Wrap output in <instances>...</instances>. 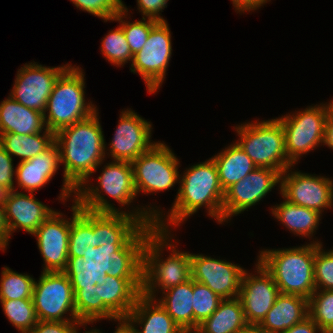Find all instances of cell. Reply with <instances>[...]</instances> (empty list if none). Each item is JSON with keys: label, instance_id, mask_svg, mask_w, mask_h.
Masks as SVG:
<instances>
[{"label": "cell", "instance_id": "cell-1", "mask_svg": "<svg viewBox=\"0 0 333 333\" xmlns=\"http://www.w3.org/2000/svg\"><path fill=\"white\" fill-rule=\"evenodd\" d=\"M106 164L97 178V186H92L89 180L84 181L72 200L104 236H125L134 230L154 228L155 221L163 215L158 207L157 210L151 206H137L132 212L121 210L125 205L129 207L137 196L132 163L113 160ZM102 191L121 204L120 210L106 200Z\"/></svg>", "mask_w": 333, "mask_h": 333}, {"label": "cell", "instance_id": "cell-2", "mask_svg": "<svg viewBox=\"0 0 333 333\" xmlns=\"http://www.w3.org/2000/svg\"><path fill=\"white\" fill-rule=\"evenodd\" d=\"M84 264L99 278L103 303L126 318L142 295L141 259L134 246L124 236H104Z\"/></svg>", "mask_w": 333, "mask_h": 333}, {"label": "cell", "instance_id": "cell-3", "mask_svg": "<svg viewBox=\"0 0 333 333\" xmlns=\"http://www.w3.org/2000/svg\"><path fill=\"white\" fill-rule=\"evenodd\" d=\"M72 217L55 211L32 234L44 261L43 272L76 270L104 235L74 201Z\"/></svg>", "mask_w": 333, "mask_h": 333}, {"label": "cell", "instance_id": "cell-4", "mask_svg": "<svg viewBox=\"0 0 333 333\" xmlns=\"http://www.w3.org/2000/svg\"><path fill=\"white\" fill-rule=\"evenodd\" d=\"M95 112L90 117L65 127L54 134L59 147L60 163L64 165L61 201L75 196L76 189L97 171L105 160L106 143ZM73 193V194H72Z\"/></svg>", "mask_w": 333, "mask_h": 333}, {"label": "cell", "instance_id": "cell-5", "mask_svg": "<svg viewBox=\"0 0 333 333\" xmlns=\"http://www.w3.org/2000/svg\"><path fill=\"white\" fill-rule=\"evenodd\" d=\"M170 233L152 228L134 230L124 236L140 256L142 294L150 299H156L155 293L159 289L163 293L191 279L190 252L176 249ZM164 248H168L172 252L165 260L161 255Z\"/></svg>", "mask_w": 333, "mask_h": 333}, {"label": "cell", "instance_id": "cell-6", "mask_svg": "<svg viewBox=\"0 0 333 333\" xmlns=\"http://www.w3.org/2000/svg\"><path fill=\"white\" fill-rule=\"evenodd\" d=\"M179 178V189L167 218L160 216L155 221L158 230L170 232L169 227L180 226L189 216L202 206L208 215L222 224L224 190L220 184L218 171L213 158L186 168ZM163 219V220H162ZM170 225V226H169Z\"/></svg>", "mask_w": 333, "mask_h": 333}, {"label": "cell", "instance_id": "cell-7", "mask_svg": "<svg viewBox=\"0 0 333 333\" xmlns=\"http://www.w3.org/2000/svg\"><path fill=\"white\" fill-rule=\"evenodd\" d=\"M320 241H311L299 247L265 249L257 261L272 276L282 294L309 299L315 292L314 257Z\"/></svg>", "mask_w": 333, "mask_h": 333}, {"label": "cell", "instance_id": "cell-8", "mask_svg": "<svg viewBox=\"0 0 333 333\" xmlns=\"http://www.w3.org/2000/svg\"><path fill=\"white\" fill-rule=\"evenodd\" d=\"M84 74L79 66L70 65L56 80L43 114L47 129L54 134L98 111L85 100Z\"/></svg>", "mask_w": 333, "mask_h": 333}, {"label": "cell", "instance_id": "cell-9", "mask_svg": "<svg viewBox=\"0 0 333 333\" xmlns=\"http://www.w3.org/2000/svg\"><path fill=\"white\" fill-rule=\"evenodd\" d=\"M238 146L259 168L277 170L282 174L293 166L287 157L283 126L277 119L237 125Z\"/></svg>", "mask_w": 333, "mask_h": 333}, {"label": "cell", "instance_id": "cell-10", "mask_svg": "<svg viewBox=\"0 0 333 333\" xmlns=\"http://www.w3.org/2000/svg\"><path fill=\"white\" fill-rule=\"evenodd\" d=\"M33 303L38 320L78 321L74 303V270L43 272L34 283ZM69 312L70 316L65 317Z\"/></svg>", "mask_w": 333, "mask_h": 333}, {"label": "cell", "instance_id": "cell-11", "mask_svg": "<svg viewBox=\"0 0 333 333\" xmlns=\"http://www.w3.org/2000/svg\"><path fill=\"white\" fill-rule=\"evenodd\" d=\"M326 116L327 102L277 118L283 126L287 157L292 165L303 154L322 145Z\"/></svg>", "mask_w": 333, "mask_h": 333}, {"label": "cell", "instance_id": "cell-12", "mask_svg": "<svg viewBox=\"0 0 333 333\" xmlns=\"http://www.w3.org/2000/svg\"><path fill=\"white\" fill-rule=\"evenodd\" d=\"M179 160L161 141L132 162L136 193H157L171 189L178 183Z\"/></svg>", "mask_w": 333, "mask_h": 333}, {"label": "cell", "instance_id": "cell-13", "mask_svg": "<svg viewBox=\"0 0 333 333\" xmlns=\"http://www.w3.org/2000/svg\"><path fill=\"white\" fill-rule=\"evenodd\" d=\"M167 21H159L150 31L143 48L133 55L130 70L138 73L147 92H157L163 84L172 55L171 31Z\"/></svg>", "mask_w": 333, "mask_h": 333}, {"label": "cell", "instance_id": "cell-14", "mask_svg": "<svg viewBox=\"0 0 333 333\" xmlns=\"http://www.w3.org/2000/svg\"><path fill=\"white\" fill-rule=\"evenodd\" d=\"M288 167L280 178V194L283 199L322 214L323 209L333 207V181Z\"/></svg>", "mask_w": 333, "mask_h": 333}, {"label": "cell", "instance_id": "cell-15", "mask_svg": "<svg viewBox=\"0 0 333 333\" xmlns=\"http://www.w3.org/2000/svg\"><path fill=\"white\" fill-rule=\"evenodd\" d=\"M36 63H25L18 70L9 96L29 109L44 114L56 80L70 64L46 67Z\"/></svg>", "mask_w": 333, "mask_h": 333}, {"label": "cell", "instance_id": "cell-16", "mask_svg": "<svg viewBox=\"0 0 333 333\" xmlns=\"http://www.w3.org/2000/svg\"><path fill=\"white\" fill-rule=\"evenodd\" d=\"M281 174L274 169L257 167L224 193L222 223L255 206L272 189L280 185Z\"/></svg>", "mask_w": 333, "mask_h": 333}, {"label": "cell", "instance_id": "cell-17", "mask_svg": "<svg viewBox=\"0 0 333 333\" xmlns=\"http://www.w3.org/2000/svg\"><path fill=\"white\" fill-rule=\"evenodd\" d=\"M151 129L152 124L131 108L123 110L108 147L110 152L105 154L111 155L112 160L132 163L157 143L151 140Z\"/></svg>", "mask_w": 333, "mask_h": 333}, {"label": "cell", "instance_id": "cell-18", "mask_svg": "<svg viewBox=\"0 0 333 333\" xmlns=\"http://www.w3.org/2000/svg\"><path fill=\"white\" fill-rule=\"evenodd\" d=\"M191 278L222 299L239 296L243 267L222 259L190 253Z\"/></svg>", "mask_w": 333, "mask_h": 333}, {"label": "cell", "instance_id": "cell-19", "mask_svg": "<svg viewBox=\"0 0 333 333\" xmlns=\"http://www.w3.org/2000/svg\"><path fill=\"white\" fill-rule=\"evenodd\" d=\"M255 270L257 275L244 271L238 296L248 325H259L280 294L272 276L259 262Z\"/></svg>", "mask_w": 333, "mask_h": 333}, {"label": "cell", "instance_id": "cell-20", "mask_svg": "<svg viewBox=\"0 0 333 333\" xmlns=\"http://www.w3.org/2000/svg\"><path fill=\"white\" fill-rule=\"evenodd\" d=\"M74 303L77 319L85 326L97 320L119 319L103 303L99 278L85 264L74 270Z\"/></svg>", "mask_w": 333, "mask_h": 333}, {"label": "cell", "instance_id": "cell-21", "mask_svg": "<svg viewBox=\"0 0 333 333\" xmlns=\"http://www.w3.org/2000/svg\"><path fill=\"white\" fill-rule=\"evenodd\" d=\"M29 194L19 192L15 188L10 190L5 198L4 213L9 235L19 228L32 235L55 212L36 199L35 194Z\"/></svg>", "mask_w": 333, "mask_h": 333}, {"label": "cell", "instance_id": "cell-22", "mask_svg": "<svg viewBox=\"0 0 333 333\" xmlns=\"http://www.w3.org/2000/svg\"><path fill=\"white\" fill-rule=\"evenodd\" d=\"M59 147L54 141L46 150L29 160L19 161L16 167L18 187L27 193L43 188L60 167Z\"/></svg>", "mask_w": 333, "mask_h": 333}, {"label": "cell", "instance_id": "cell-23", "mask_svg": "<svg viewBox=\"0 0 333 333\" xmlns=\"http://www.w3.org/2000/svg\"><path fill=\"white\" fill-rule=\"evenodd\" d=\"M137 333H178L179 326L174 322L167 311L156 301L143 294L125 318ZM141 330L137 329L138 326ZM137 326V327H136Z\"/></svg>", "mask_w": 333, "mask_h": 333}, {"label": "cell", "instance_id": "cell-24", "mask_svg": "<svg viewBox=\"0 0 333 333\" xmlns=\"http://www.w3.org/2000/svg\"><path fill=\"white\" fill-rule=\"evenodd\" d=\"M47 129L44 115L29 109L10 96L0 104V134H37Z\"/></svg>", "mask_w": 333, "mask_h": 333}, {"label": "cell", "instance_id": "cell-25", "mask_svg": "<svg viewBox=\"0 0 333 333\" xmlns=\"http://www.w3.org/2000/svg\"><path fill=\"white\" fill-rule=\"evenodd\" d=\"M308 316V299L280 293L259 326L265 330L283 333Z\"/></svg>", "mask_w": 333, "mask_h": 333}, {"label": "cell", "instance_id": "cell-26", "mask_svg": "<svg viewBox=\"0 0 333 333\" xmlns=\"http://www.w3.org/2000/svg\"><path fill=\"white\" fill-rule=\"evenodd\" d=\"M224 192L257 168L255 163L235 142L212 156Z\"/></svg>", "mask_w": 333, "mask_h": 333}, {"label": "cell", "instance_id": "cell-27", "mask_svg": "<svg viewBox=\"0 0 333 333\" xmlns=\"http://www.w3.org/2000/svg\"><path fill=\"white\" fill-rule=\"evenodd\" d=\"M274 218L293 234L300 237L311 238L316 232L321 220V215L315 210L293 204L284 199L280 204L271 207Z\"/></svg>", "mask_w": 333, "mask_h": 333}, {"label": "cell", "instance_id": "cell-28", "mask_svg": "<svg viewBox=\"0 0 333 333\" xmlns=\"http://www.w3.org/2000/svg\"><path fill=\"white\" fill-rule=\"evenodd\" d=\"M248 325L239 297L222 299L216 311L198 329L201 333H235Z\"/></svg>", "mask_w": 333, "mask_h": 333}, {"label": "cell", "instance_id": "cell-29", "mask_svg": "<svg viewBox=\"0 0 333 333\" xmlns=\"http://www.w3.org/2000/svg\"><path fill=\"white\" fill-rule=\"evenodd\" d=\"M156 301L167 311L180 329L193 328V279L172 287Z\"/></svg>", "mask_w": 333, "mask_h": 333}, {"label": "cell", "instance_id": "cell-30", "mask_svg": "<svg viewBox=\"0 0 333 333\" xmlns=\"http://www.w3.org/2000/svg\"><path fill=\"white\" fill-rule=\"evenodd\" d=\"M43 134V135H42ZM54 142V133L48 129L42 133L21 135L16 133L0 134V145L11 156L29 160L46 150Z\"/></svg>", "mask_w": 333, "mask_h": 333}, {"label": "cell", "instance_id": "cell-31", "mask_svg": "<svg viewBox=\"0 0 333 333\" xmlns=\"http://www.w3.org/2000/svg\"><path fill=\"white\" fill-rule=\"evenodd\" d=\"M0 278V300L32 299L35 279L8 267H3Z\"/></svg>", "mask_w": 333, "mask_h": 333}, {"label": "cell", "instance_id": "cell-32", "mask_svg": "<svg viewBox=\"0 0 333 333\" xmlns=\"http://www.w3.org/2000/svg\"><path fill=\"white\" fill-rule=\"evenodd\" d=\"M124 9L118 13L111 21H117L123 28L126 40L129 44V48L132 54L138 53L143 46L146 44L148 39V35L151 29L159 22L152 18H144L142 20H135L134 22L126 21L123 18L128 15V8L125 7Z\"/></svg>", "mask_w": 333, "mask_h": 333}, {"label": "cell", "instance_id": "cell-33", "mask_svg": "<svg viewBox=\"0 0 333 333\" xmlns=\"http://www.w3.org/2000/svg\"><path fill=\"white\" fill-rule=\"evenodd\" d=\"M4 314L20 333H28L38 322L33 299L0 300Z\"/></svg>", "mask_w": 333, "mask_h": 333}, {"label": "cell", "instance_id": "cell-34", "mask_svg": "<svg viewBox=\"0 0 333 333\" xmlns=\"http://www.w3.org/2000/svg\"><path fill=\"white\" fill-rule=\"evenodd\" d=\"M308 310L323 333H333V290H315L308 299Z\"/></svg>", "mask_w": 333, "mask_h": 333}, {"label": "cell", "instance_id": "cell-35", "mask_svg": "<svg viewBox=\"0 0 333 333\" xmlns=\"http://www.w3.org/2000/svg\"><path fill=\"white\" fill-rule=\"evenodd\" d=\"M100 49L104 58L116 67L124 66L129 61L132 62L133 54L121 25L107 33L101 41Z\"/></svg>", "mask_w": 333, "mask_h": 333}, {"label": "cell", "instance_id": "cell-36", "mask_svg": "<svg viewBox=\"0 0 333 333\" xmlns=\"http://www.w3.org/2000/svg\"><path fill=\"white\" fill-rule=\"evenodd\" d=\"M222 298L206 285L193 280V328L209 318L218 308Z\"/></svg>", "mask_w": 333, "mask_h": 333}, {"label": "cell", "instance_id": "cell-37", "mask_svg": "<svg viewBox=\"0 0 333 333\" xmlns=\"http://www.w3.org/2000/svg\"><path fill=\"white\" fill-rule=\"evenodd\" d=\"M318 244L314 257V280L316 290H333V249L323 250Z\"/></svg>", "mask_w": 333, "mask_h": 333}, {"label": "cell", "instance_id": "cell-38", "mask_svg": "<svg viewBox=\"0 0 333 333\" xmlns=\"http://www.w3.org/2000/svg\"><path fill=\"white\" fill-rule=\"evenodd\" d=\"M77 8L95 15L104 22L111 21L124 9L122 0H70Z\"/></svg>", "mask_w": 333, "mask_h": 333}, {"label": "cell", "instance_id": "cell-39", "mask_svg": "<svg viewBox=\"0 0 333 333\" xmlns=\"http://www.w3.org/2000/svg\"><path fill=\"white\" fill-rule=\"evenodd\" d=\"M78 326H85L80 321H44L38 320L28 333H79Z\"/></svg>", "mask_w": 333, "mask_h": 333}, {"label": "cell", "instance_id": "cell-40", "mask_svg": "<svg viewBox=\"0 0 333 333\" xmlns=\"http://www.w3.org/2000/svg\"><path fill=\"white\" fill-rule=\"evenodd\" d=\"M13 158L0 145V184L4 185L9 191L14 190V176L16 170L13 166Z\"/></svg>", "mask_w": 333, "mask_h": 333}, {"label": "cell", "instance_id": "cell-41", "mask_svg": "<svg viewBox=\"0 0 333 333\" xmlns=\"http://www.w3.org/2000/svg\"><path fill=\"white\" fill-rule=\"evenodd\" d=\"M169 0H137L139 12L142 13L144 18H152L157 21H166L162 16L164 8L167 7ZM163 9V10H162Z\"/></svg>", "mask_w": 333, "mask_h": 333}, {"label": "cell", "instance_id": "cell-42", "mask_svg": "<svg viewBox=\"0 0 333 333\" xmlns=\"http://www.w3.org/2000/svg\"><path fill=\"white\" fill-rule=\"evenodd\" d=\"M323 333V331L315 324V322L308 316L301 322L288 328L283 333Z\"/></svg>", "mask_w": 333, "mask_h": 333}, {"label": "cell", "instance_id": "cell-43", "mask_svg": "<svg viewBox=\"0 0 333 333\" xmlns=\"http://www.w3.org/2000/svg\"><path fill=\"white\" fill-rule=\"evenodd\" d=\"M322 144L333 149V100L327 104V116Z\"/></svg>", "mask_w": 333, "mask_h": 333}, {"label": "cell", "instance_id": "cell-44", "mask_svg": "<svg viewBox=\"0 0 333 333\" xmlns=\"http://www.w3.org/2000/svg\"><path fill=\"white\" fill-rule=\"evenodd\" d=\"M233 6L237 13H244L245 11L250 12L257 10L264 4H266L267 0H231Z\"/></svg>", "mask_w": 333, "mask_h": 333}, {"label": "cell", "instance_id": "cell-45", "mask_svg": "<svg viewBox=\"0 0 333 333\" xmlns=\"http://www.w3.org/2000/svg\"><path fill=\"white\" fill-rule=\"evenodd\" d=\"M10 237L5 222L4 205H0V250L5 251L7 245H9L8 242Z\"/></svg>", "mask_w": 333, "mask_h": 333}, {"label": "cell", "instance_id": "cell-46", "mask_svg": "<svg viewBox=\"0 0 333 333\" xmlns=\"http://www.w3.org/2000/svg\"><path fill=\"white\" fill-rule=\"evenodd\" d=\"M116 321L118 325L113 333H137L136 329L125 318H119ZM89 331L91 333H102L99 329H91Z\"/></svg>", "mask_w": 333, "mask_h": 333}, {"label": "cell", "instance_id": "cell-47", "mask_svg": "<svg viewBox=\"0 0 333 333\" xmlns=\"http://www.w3.org/2000/svg\"><path fill=\"white\" fill-rule=\"evenodd\" d=\"M8 192L9 190L4 185L0 184V205H4Z\"/></svg>", "mask_w": 333, "mask_h": 333}, {"label": "cell", "instance_id": "cell-48", "mask_svg": "<svg viewBox=\"0 0 333 333\" xmlns=\"http://www.w3.org/2000/svg\"><path fill=\"white\" fill-rule=\"evenodd\" d=\"M235 333H255V325H247L245 328Z\"/></svg>", "mask_w": 333, "mask_h": 333}, {"label": "cell", "instance_id": "cell-49", "mask_svg": "<svg viewBox=\"0 0 333 333\" xmlns=\"http://www.w3.org/2000/svg\"><path fill=\"white\" fill-rule=\"evenodd\" d=\"M178 333H201V331L198 328H186L180 329Z\"/></svg>", "mask_w": 333, "mask_h": 333}, {"label": "cell", "instance_id": "cell-50", "mask_svg": "<svg viewBox=\"0 0 333 333\" xmlns=\"http://www.w3.org/2000/svg\"><path fill=\"white\" fill-rule=\"evenodd\" d=\"M255 333H280V332L265 330L262 327H260L259 325H255Z\"/></svg>", "mask_w": 333, "mask_h": 333}]
</instances>
